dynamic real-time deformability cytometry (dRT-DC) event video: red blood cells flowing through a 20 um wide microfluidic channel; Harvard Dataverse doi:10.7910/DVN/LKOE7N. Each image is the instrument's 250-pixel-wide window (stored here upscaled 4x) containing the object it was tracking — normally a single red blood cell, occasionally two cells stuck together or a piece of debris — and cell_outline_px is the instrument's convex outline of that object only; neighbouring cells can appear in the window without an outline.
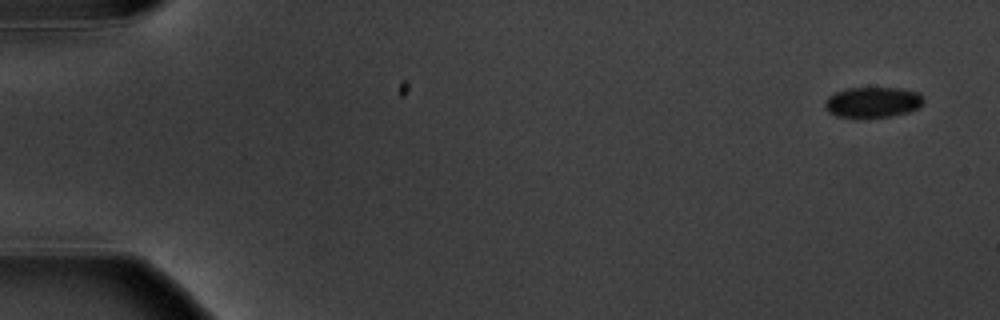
{"species": "common noctule bat (a hibernating species)", "species_latin": "Nyctalus noctula", "temperature_condition": "warm", "stored_images_in_passage": 8, "camera_frame_rate_fps": 3000, "um_per_image_px": 0.085, "animal": {"sex": "male", "body_mass_g": 20.1, "forearm_length_mm": 53.5}, "frame": {"image": 1, "passage_image": 1, "time_ms": 0.0, "image_size_px": [1000, 320], "cell_outline_px": [[924, 104], [920, 108], [908, 112], [888, 116], [860, 120], [856, 120], [836, 116], [828, 112], [824, 108], [824, 104], [828, 96], [836, 92], [848, 88], [900, 88], [920, 92], [924, 96]], "centroid_in_image_um": [74.18, 8.72], "position_along_channel_um": 10.8, "area_um2": 18.32}}
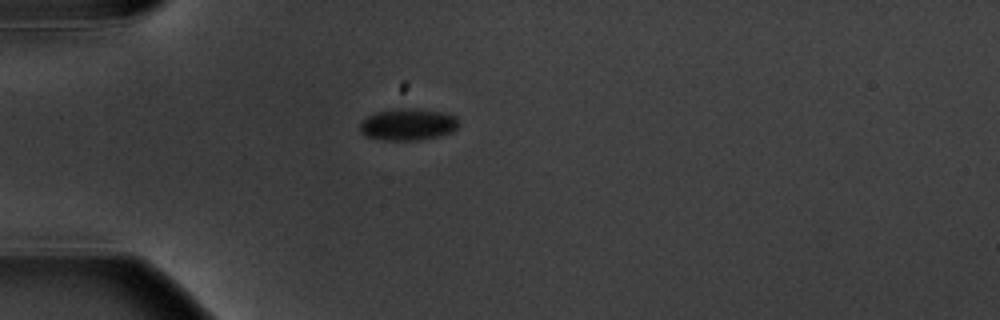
{"frame": {"image": 2, "passage_image": 5, "time_ms": 4.667, "image_size_px": [1000, 320], "cell_outline_px": [[460, 124], [452, 132], [440, 136], [420, 140], [384, 140], [364, 136], [360, 132], [360, 124], [368, 116], [376, 112], [396, 108], [412, 108], [448, 112], [456, 116]], "centroid_in_image_um": [34.71, 10.57], "position_along_channel_um": 50.3, "area_um2": 18.61}}
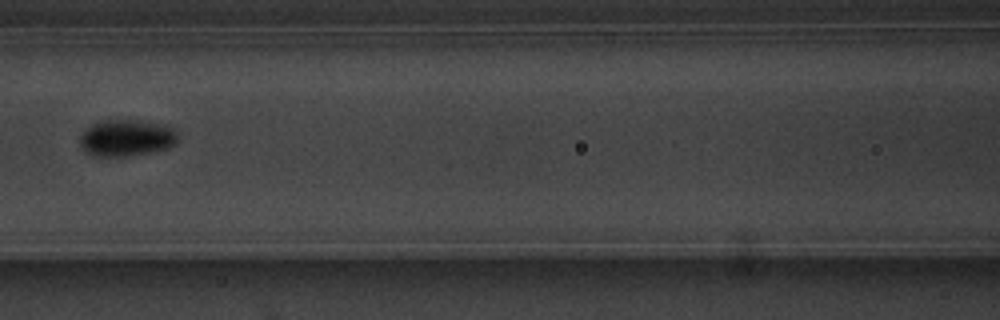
{"frame": {"image": 3, "passage_image": 8, "time_ms": 8.0, "image_size_px": [1000, 320], "cell_outline_px": [[176, 140], [168, 148], [128, 156], [92, 156], [80, 144], [80, 136], [92, 124], [104, 120], [136, 120], [164, 124], [176, 128]], "centroid_in_image_um": [10.76, 11.71], "position_along_channel_um": 155.8, "area_um2": 20.63}}